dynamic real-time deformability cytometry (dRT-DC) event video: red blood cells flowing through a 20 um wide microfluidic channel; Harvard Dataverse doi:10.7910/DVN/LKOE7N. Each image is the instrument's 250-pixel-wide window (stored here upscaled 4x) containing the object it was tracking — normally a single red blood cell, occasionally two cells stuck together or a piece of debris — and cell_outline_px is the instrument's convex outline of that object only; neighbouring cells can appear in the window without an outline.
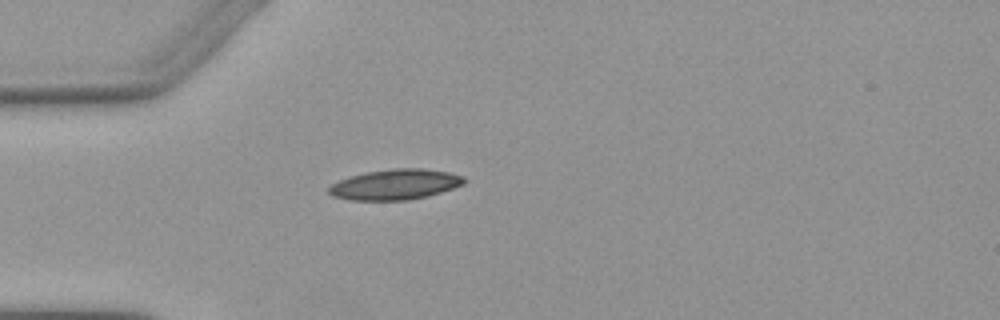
{"species": "Egyptian fruit bat (a non-hibernating species)", "species_latin": "Rousettus aegyptiacus", "temperature_condition": "warm", "stored_images_in_passage": 2, "camera_frame_rate_fps": 3000, "um_per_image_px": 0.085, "animal": {"sex": "female"}, "frame": {"image": 1, "passage_image": 2, "time_ms": 1.333, "image_size_px": [1000, 320], "cell_outline_px": [[464, 184], [428, 196], [408, 200], [352, 200], [332, 196], [328, 192], [328, 188], [332, 184], [348, 176], [368, 172], [392, 168], [420, 168], [448, 172], [464, 176]], "centroid_in_image_um": [33.57, 15.68], "position_along_channel_um": 51.4, "area_um2": 23.87}}